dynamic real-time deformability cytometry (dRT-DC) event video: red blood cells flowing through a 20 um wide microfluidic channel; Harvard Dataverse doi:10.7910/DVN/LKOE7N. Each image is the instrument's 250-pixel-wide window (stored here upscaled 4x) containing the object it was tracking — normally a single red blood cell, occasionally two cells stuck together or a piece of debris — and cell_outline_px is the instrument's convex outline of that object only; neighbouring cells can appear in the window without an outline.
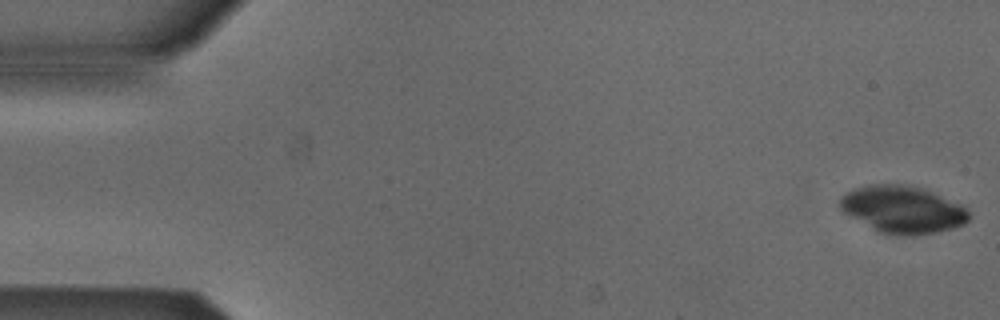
{"species": "Egyptian fruit bat (a non-hibernating species)", "species_latin": "Rousettus aegyptiacus", "temperature_condition": "cold", "stored_images_in_passage": 52, "camera_frame_rate_fps": 3000, "um_per_image_px": 0.085, "animal": {"sex": "male"}, "frame": {"image": 1, "passage_image": 1, "time_ms": 0.0, "image_size_px": [1000, 320], "cell_outline_px": [[968, 220], [964, 224], [952, 228], [912, 236], [896, 236], [876, 232], [844, 212], [840, 208], [840, 196], [852, 188], [868, 184], [908, 184], [920, 188], [960, 204], [968, 212]], "centroid_in_image_um": [76.65, 17.81], "position_along_channel_um": 8.3, "area_um2": 35.43}}
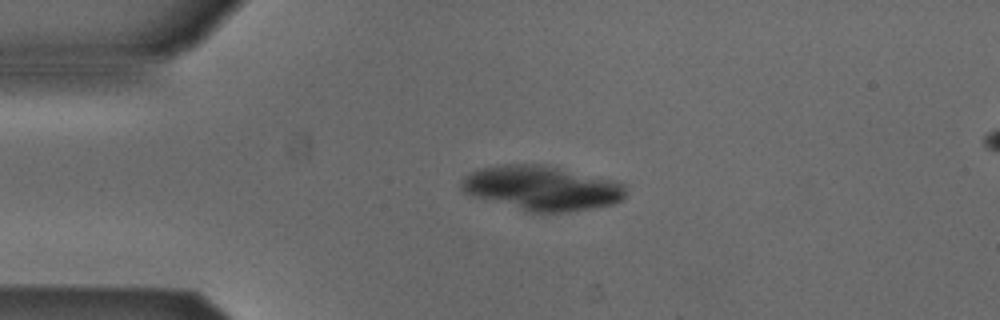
{"frame": {"image": 2, "passage_image": 12, "time_ms": 3.667, "image_size_px": [1000, 320], "cell_outline_px": [[624, 196], [620, 200], [612, 204], [564, 212], [528, 212], [472, 196], [464, 192], [460, 188], [460, 180], [468, 172], [476, 168], [500, 164], [556, 164], [624, 184]], "centroid_in_image_um": [45.97, 15.94], "position_along_channel_um": 39.0, "area_um2": 43.29}}
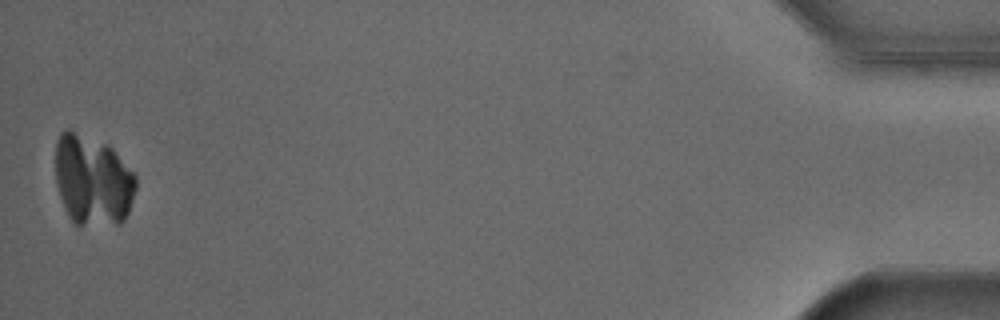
{"frame": {"image": 3, "passage_image": 52, "time_ms": 17.0, "image_size_px": [1000, 320], "cell_outline_px": [[136, 188], [128, 212], [124, 220], [120, 224], [76, 224], [68, 216], [64, 208], [56, 184], [56, 140], [60, 132], [64, 128], [68, 128], [108, 144], [112, 148], [136, 176]], "centroid_in_image_um": [7.86, 15.3], "position_along_channel_um": 427.3, "area_um2": 42.6}}